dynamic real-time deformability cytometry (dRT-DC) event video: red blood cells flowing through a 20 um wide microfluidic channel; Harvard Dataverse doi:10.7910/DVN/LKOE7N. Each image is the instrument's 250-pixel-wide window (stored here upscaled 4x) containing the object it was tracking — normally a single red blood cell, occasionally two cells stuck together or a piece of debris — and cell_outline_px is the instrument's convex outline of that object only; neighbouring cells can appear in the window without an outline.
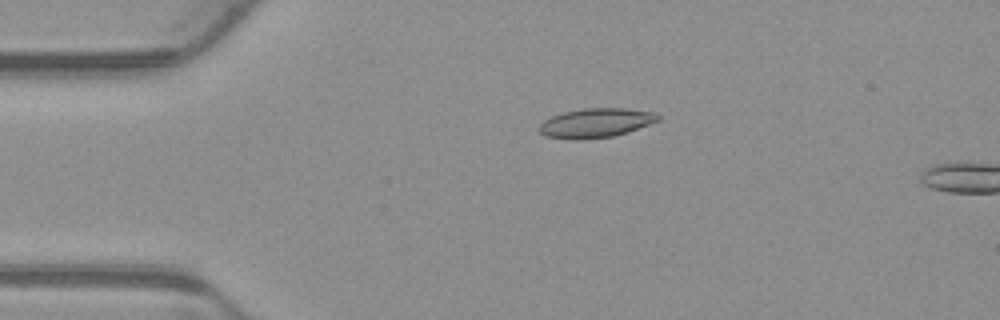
{"species": "common noctule bat (a hibernating species)", "species_latin": "Nyctalus noctula", "temperature_condition": "warm", "stored_images_in_passage": 4, "camera_frame_rate_fps": 3000, "um_per_image_px": 0.085, "animal": {"sex": "male", "body_mass_g": 23.1, "forearm_length_mm": 52.7}, "frame": {"image": 1, "passage_image": 3, "time_ms": 0.667, "image_size_px": [1000, 320], "cell_outline_px": [[660, 120], [612, 136], [580, 140], [572, 140], [544, 136], [536, 128], [544, 120], [552, 116], [564, 112], [584, 108], [624, 108], [652, 112], [660, 116]], "centroid_in_image_um": [50.56, 10.45], "position_along_channel_um": 34.4, "area_um2": 20.11}}